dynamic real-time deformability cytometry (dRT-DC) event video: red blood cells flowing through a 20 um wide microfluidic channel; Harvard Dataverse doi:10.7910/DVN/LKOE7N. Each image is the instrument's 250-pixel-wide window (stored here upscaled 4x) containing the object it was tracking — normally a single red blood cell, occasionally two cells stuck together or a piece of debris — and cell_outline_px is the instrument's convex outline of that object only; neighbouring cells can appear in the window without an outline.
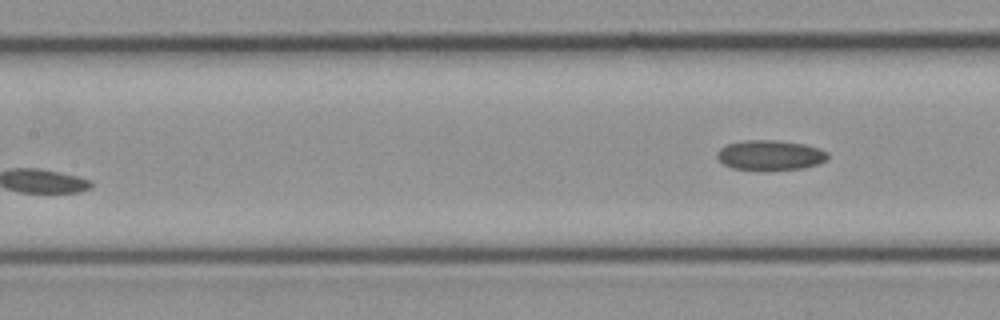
{"species": "common noctule bat (a hibernating species)", "species_latin": "Nyctalus noctula", "temperature_condition": "cold", "stored_images_in_passage": 8, "segment_of_instrument_passage": [2, 2], "camera_frame_rate_fps": 3000, "um_per_image_px": 0.085, "animal": {"sex": "female", "body_mass_g": 21.9}, "frame": {"image": 1, "passage_image": 8, "time_ms": 2.333, "image_size_px": [1000, 320], "cell_outline_px": [[828, 160], [820, 164], [804, 168], [732, 168], [724, 164], [716, 156], [716, 152], [724, 144], [744, 140], [776, 140], [804, 144], [820, 148], [828, 152]], "centroid_in_image_um": [65.49, 13.15], "position_along_channel_um": 141.9, "area_um2": 19.07}}